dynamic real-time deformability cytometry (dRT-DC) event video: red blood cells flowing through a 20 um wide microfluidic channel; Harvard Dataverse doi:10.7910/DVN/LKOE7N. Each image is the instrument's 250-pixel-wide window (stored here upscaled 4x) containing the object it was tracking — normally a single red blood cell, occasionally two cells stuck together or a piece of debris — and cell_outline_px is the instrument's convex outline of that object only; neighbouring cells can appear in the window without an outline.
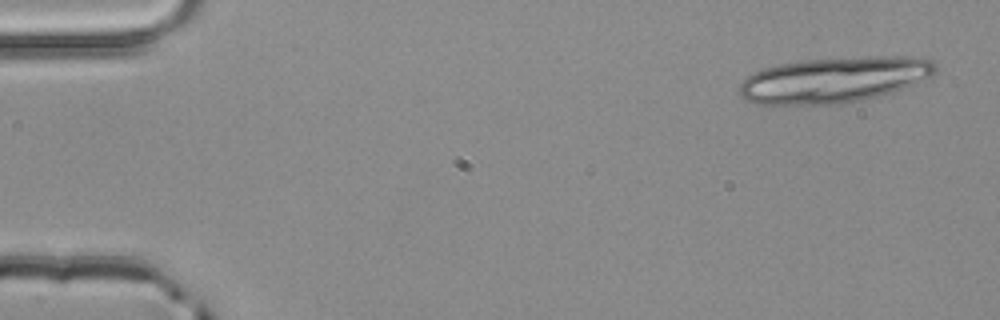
{"species": "common noctule bat (a hibernating species)", "species_latin": "Nyctalus noctula", "temperature_condition": "room temperature", "stored_images_in_passage": 3, "camera_frame_rate_fps": 3000, "um_per_image_px": 0.085, "animal": {"sex": "male", "body_mass_g": 20.4}, "frame": {"image": 1, "passage_image": 1, "time_ms": 0.0, "image_size_px": [1000, 320], "cell_outline_px": [[936, 72], [932, 76], [892, 92], [860, 100], [840, 104], [756, 104], [744, 100], [740, 92], [740, 84], [752, 72], [764, 68], [780, 64], [800, 60], [868, 56], [904, 56], [932, 60], [936, 64]], "centroid_in_image_um": [70.89, 6.77], "position_along_channel_um": 14.1, "area_um2": 52.08}}